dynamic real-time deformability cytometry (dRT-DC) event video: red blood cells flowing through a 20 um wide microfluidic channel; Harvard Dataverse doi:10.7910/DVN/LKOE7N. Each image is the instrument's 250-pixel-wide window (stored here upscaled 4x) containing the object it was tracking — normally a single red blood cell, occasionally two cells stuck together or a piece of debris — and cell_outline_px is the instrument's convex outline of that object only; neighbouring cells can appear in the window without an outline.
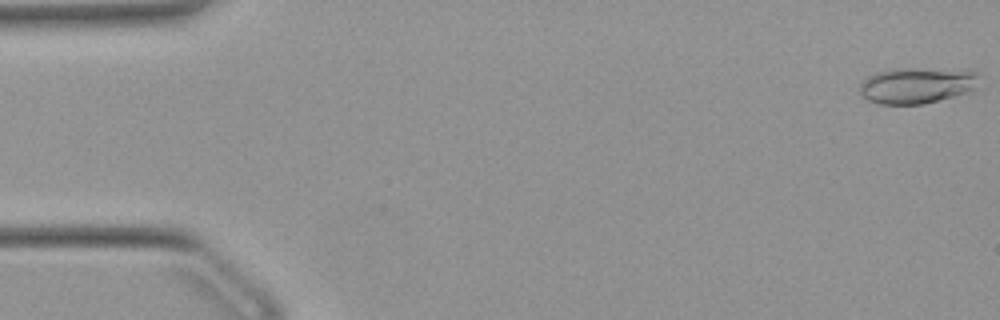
{"species": "Egyptian fruit bat (a non-hibernating species)", "species_latin": "Rousettus aegyptiacus", "temperature_condition": "warm", "stored_images_in_passage": 39, "camera_frame_rate_fps": 3000, "um_per_image_px": 0.085, "animal": {"sex": "female"}, "frame": {"image": 1, "passage_image": 1, "time_ms": 0.0, "image_size_px": [1000, 320], "cell_outline_px": [[980, 76], [972, 88], [964, 92], [952, 96], [924, 104], [880, 104], [868, 100], [860, 92], [860, 80], [876, 72], [892, 68], [916, 68], [976, 72]], "centroid_in_image_um": [77.82, 7.25], "position_along_channel_um": 7.2, "area_um2": 24.62}}
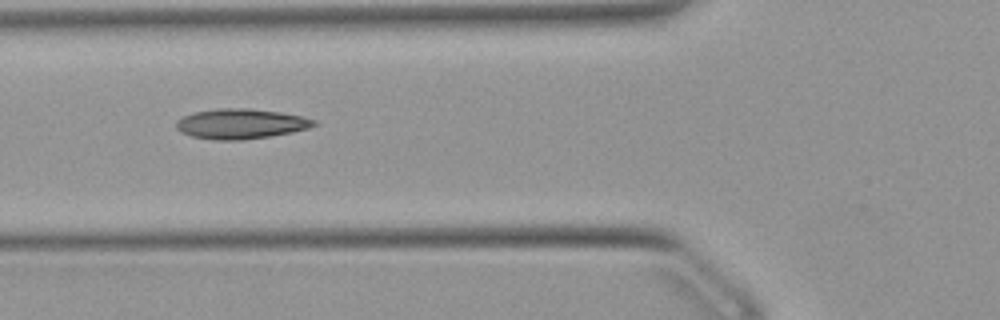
{"frame": {"image": 2, "passage_image": 19, "time_ms": 6.0, "image_size_px": [1000, 320], "cell_outline_px": [[316, 124], [308, 128], [292, 132], [244, 140], [216, 140], [192, 136], [180, 132], [176, 128], [176, 120], [184, 116], [196, 112], [216, 108], [248, 108], [280, 112], [300, 116], [316, 120]], "centroid_in_image_um": [20.44, 10.52], "position_along_channel_um": 105.4, "area_um2": 23.99}}
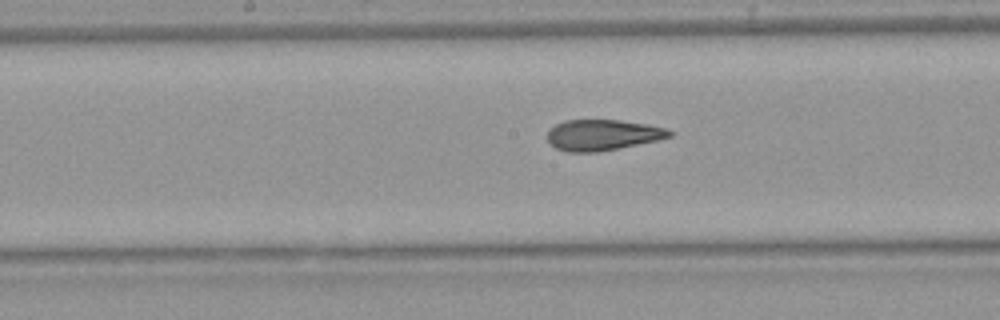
{"frame": {"image": 3, "passage_image": 26, "time_ms": 8.333, "image_size_px": [1000, 320], "cell_outline_px": [[676, 132], [672, 136], [656, 140], [596, 152], [568, 152], [556, 148], [548, 140], [548, 132], [556, 124], [564, 120], [620, 120], [648, 124], [668, 128]], "centroid_in_image_um": [51.26, 11.46], "position_along_channel_um": 196.9, "area_um2": 21.79}}